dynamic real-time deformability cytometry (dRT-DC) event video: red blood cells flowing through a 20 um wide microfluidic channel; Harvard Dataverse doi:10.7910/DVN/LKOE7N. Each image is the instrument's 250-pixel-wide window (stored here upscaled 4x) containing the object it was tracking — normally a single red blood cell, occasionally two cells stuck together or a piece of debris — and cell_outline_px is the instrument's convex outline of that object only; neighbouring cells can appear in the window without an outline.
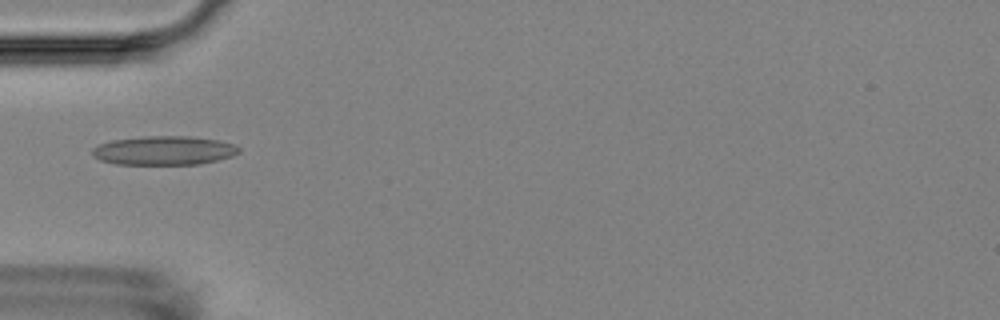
{"species": "Egyptian fruit bat (a non-hibernating species)", "species_latin": "Rousettus aegyptiacus", "temperature_condition": "room temperature", "stored_images_in_passage": 6, "camera_frame_rate_fps": 3000, "um_per_image_px": 0.085, "animal": {"sex": "female"}, "frame": {"image": 1, "passage_image": 5, "time_ms": 5.0, "image_size_px": [1000, 320], "cell_outline_px": [[240, 152], [232, 156], [216, 160], [196, 164], [116, 164], [100, 160], [92, 156], [92, 148], [100, 144], [112, 140], [144, 136], [192, 136], [220, 140], [236, 144], [240, 148]], "centroid_in_image_um": [13.95, 12.78], "position_along_channel_um": 71.0, "area_um2": 24.85}}